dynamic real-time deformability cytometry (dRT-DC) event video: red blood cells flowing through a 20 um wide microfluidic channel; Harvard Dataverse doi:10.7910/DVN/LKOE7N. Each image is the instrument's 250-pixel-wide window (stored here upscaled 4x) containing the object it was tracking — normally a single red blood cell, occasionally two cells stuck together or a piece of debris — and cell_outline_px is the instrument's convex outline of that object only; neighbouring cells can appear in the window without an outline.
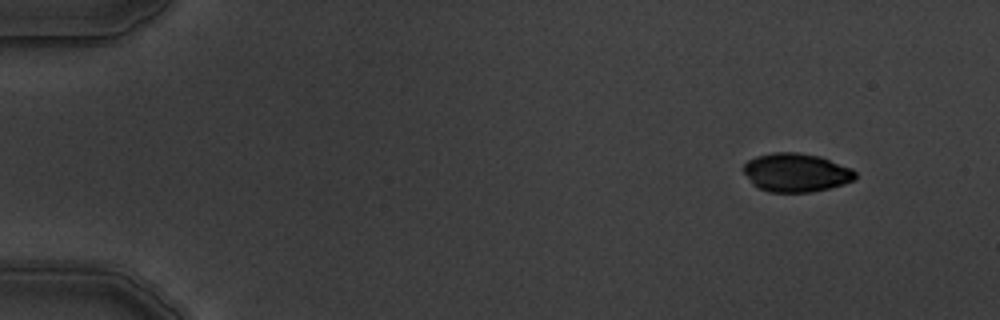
{"species": "common noctule bat (a hibernating species)", "species_latin": "Nyctalus noctula", "temperature_condition": "warm", "stored_images_in_passage": 4, "camera_frame_rate_fps": 3000, "um_per_image_px": 0.085, "animal": {"sex": "male", "body_mass_g": 19.5, "forearm_length_mm": 54.6}, "frame": {"image": 1, "passage_image": 1, "time_ms": 0.0, "image_size_px": [1000, 320], "cell_outline_px": [[856, 180], [844, 184], [812, 192], [768, 192], [752, 184], [744, 172], [744, 164], [748, 160], [756, 156], [772, 152], [796, 152], [820, 156], [852, 168], [856, 172]], "centroid_in_image_um": [67.68, 14.66], "position_along_channel_um": 17.3, "area_um2": 25.26}}
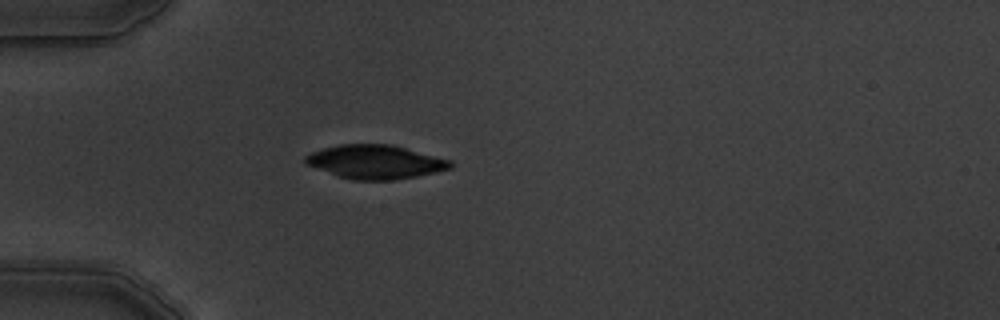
{"frame": {"image": 2, "passage_image": 4, "time_ms": 3.667, "image_size_px": [1000, 320], "cell_outline_px": [[452, 168], [416, 176], [392, 180], [356, 180], [340, 176], [304, 164], [304, 156], [312, 152], [324, 148], [340, 144], [392, 144], [452, 160]], "centroid_in_image_um": [31.91, 13.75], "position_along_channel_um": 53.1, "area_um2": 28.44}}